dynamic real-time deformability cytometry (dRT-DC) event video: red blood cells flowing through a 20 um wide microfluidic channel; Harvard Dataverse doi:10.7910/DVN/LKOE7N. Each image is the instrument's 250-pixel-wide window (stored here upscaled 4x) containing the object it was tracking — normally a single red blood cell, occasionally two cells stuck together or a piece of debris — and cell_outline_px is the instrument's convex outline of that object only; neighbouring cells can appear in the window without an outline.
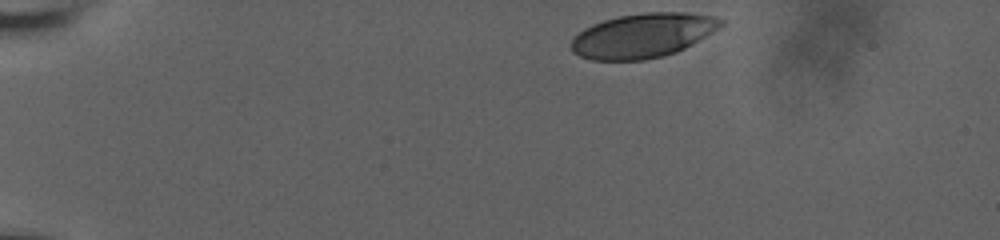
{"species": "human", "species_latin": "Homo sapiens", "temperature_condition": "room temperature", "stored_images_in_passage": 40, "camera_frame_rate_fps": 3000, "um_per_image_px": 0.085, "donor": {"sex": "male"}, "frame": {"image": 1, "passage_image": 1, "time_ms": 0.0, "image_size_px": [1000, 240], "cell_outline_px": [[724, 24], [720, 28], [692, 44], [676, 52], [664, 56], [644, 60], [592, 60], [580, 56], [572, 52], [572, 40], [584, 28], [592, 24], [604, 20], [620, 16], [644, 12], [684, 12], [716, 16], [724, 20]], "centroid_in_image_um": [54.68, 3.01], "position_along_channel_um": 30.3, "area_um2": 38.73}}
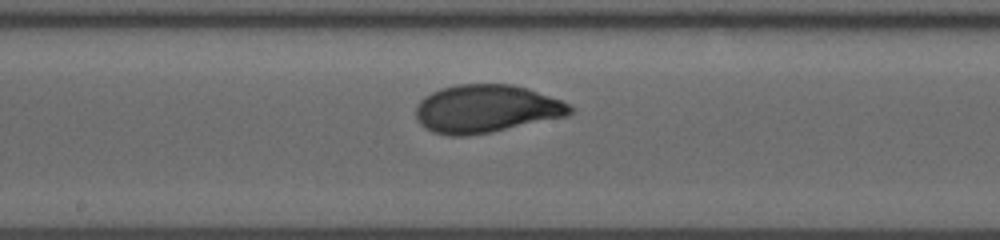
{"frame": {"image": 2, "passage_image": 23, "time_ms": 7.333, "image_size_px": [1000, 240], "cell_outline_px": [[576, 108], [568, 116], [488, 132], [464, 136], [448, 136], [432, 132], [424, 128], [416, 120], [416, 104], [424, 96], [440, 88], [456, 84], [512, 84], [528, 88], [560, 100]], "centroid_in_image_um": [41.29, 9.24], "position_along_channel_um": 206.9, "area_um2": 43.23}}
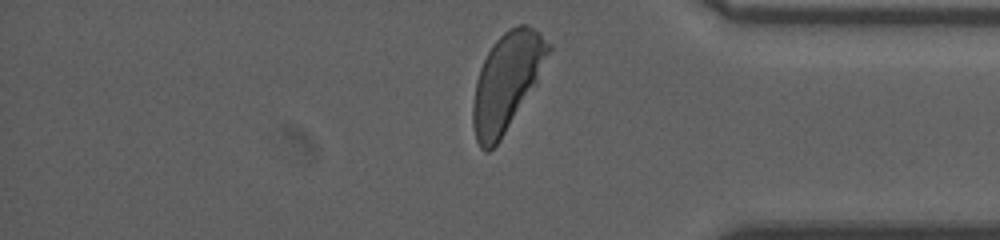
{"frame": {"image": 3, "passage_image": 39, "time_ms": 12.667, "image_size_px": [1000, 240], "cell_outline_px": [[552, 48], [536, 84], [500, 140], [488, 152], [484, 152], [480, 148], [476, 140], [472, 124], [472, 104], [476, 80], [480, 68], [492, 44], [508, 28], [516, 24], [528, 24], [540, 32], [552, 44]], "centroid_in_image_um": [43.08, 6.92], "position_along_channel_um": 392.1, "area_um2": 43.0}, "authors_computed_cell_mechanics": {"area_um2": 42.0784, "velocity_mm_per_s": 3.7099, "shape_relaxation_time_tau1_ms": 4.3901, "shape_relaxation_time_tau2_ms": null, "deformation_change_tau1": 0.1941, "deformation_change_tau2": null}}